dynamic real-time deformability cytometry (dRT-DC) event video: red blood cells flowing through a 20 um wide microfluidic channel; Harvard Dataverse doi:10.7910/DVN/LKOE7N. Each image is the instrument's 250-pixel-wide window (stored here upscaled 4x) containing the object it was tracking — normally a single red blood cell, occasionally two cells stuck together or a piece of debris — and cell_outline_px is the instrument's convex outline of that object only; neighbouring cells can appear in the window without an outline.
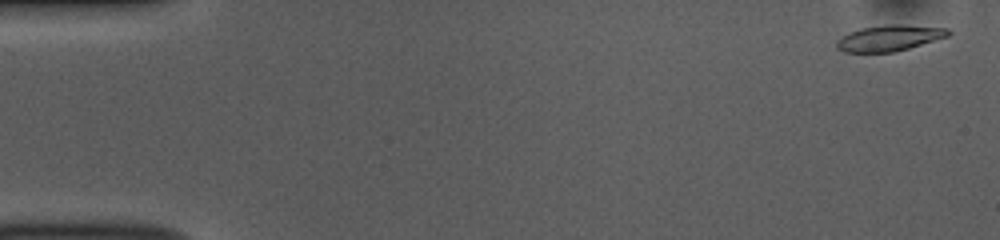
{"species": "common noctule bat (a hibernating species)", "species_latin": "Nyctalus noctula", "temperature_condition": "room temperature", "stored_images_in_passage": 53, "camera_frame_rate_fps": 3000, "um_per_image_px": 0.085, "animal": {"sex": "female", "body_mass_g": 10.0, "forearm_length_mm": 53.1}, "frame": {"image": 1, "passage_image": 2, "time_ms": 0.333, "image_size_px": [1000, 240], "cell_outline_px": [[952, 32], [948, 36], [896, 52], [844, 52], [836, 48], [836, 40], [848, 32], [860, 28], [884, 24], [904, 24], [948, 28]], "centroid_in_image_um": [75.58, 3.22], "position_along_channel_um": 9.4, "area_um2": 17.11}}
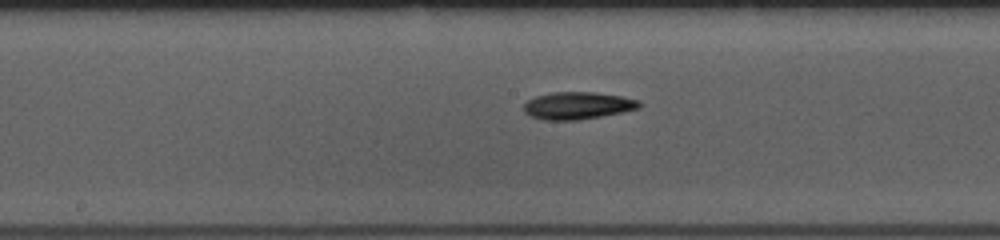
{"frame": {"image": 2, "passage_image": 27, "time_ms": 8.667, "image_size_px": [1000, 240], "cell_outline_px": [[644, 104], [640, 108], [600, 116], [576, 120], [544, 120], [532, 116], [524, 112], [524, 104], [528, 100], [536, 96], [552, 92], [592, 92], [624, 96], [640, 100]], "centroid_in_image_um": [49.14, 8.96], "position_along_channel_um": 199.1, "area_um2": 18.38}}
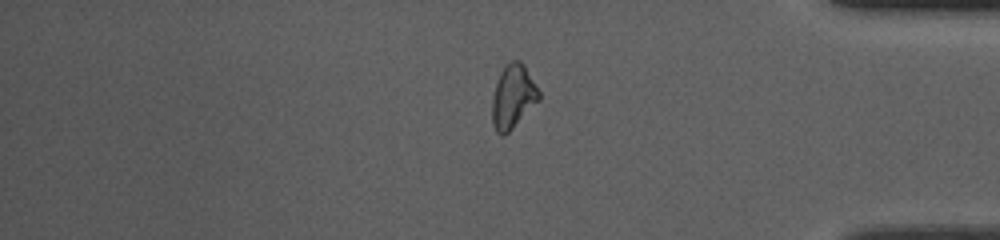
{"frame": {"image": 3, "passage_image": 44, "time_ms": 14.333, "image_size_px": [1000, 240], "cell_outline_px": [[540, 100], [504, 136], [500, 136], [496, 132], [492, 124], [492, 96], [496, 80], [504, 64], [512, 60], [520, 60], [524, 64], [540, 92]], "centroid_in_image_um": [43.58, 8.19], "position_along_channel_um": 391.6, "area_um2": 17.63}, "authors_computed_cell_mechanics": {"area_um2": 17.7446, "velocity_mm_per_s": 3.8154, "shape_relaxation_time_tau1_ms": 3.7705, "shape_relaxation_time_tau2_ms": null, "deformation_change_tau1": 0.1204, "deformation_change_tau2": null}}